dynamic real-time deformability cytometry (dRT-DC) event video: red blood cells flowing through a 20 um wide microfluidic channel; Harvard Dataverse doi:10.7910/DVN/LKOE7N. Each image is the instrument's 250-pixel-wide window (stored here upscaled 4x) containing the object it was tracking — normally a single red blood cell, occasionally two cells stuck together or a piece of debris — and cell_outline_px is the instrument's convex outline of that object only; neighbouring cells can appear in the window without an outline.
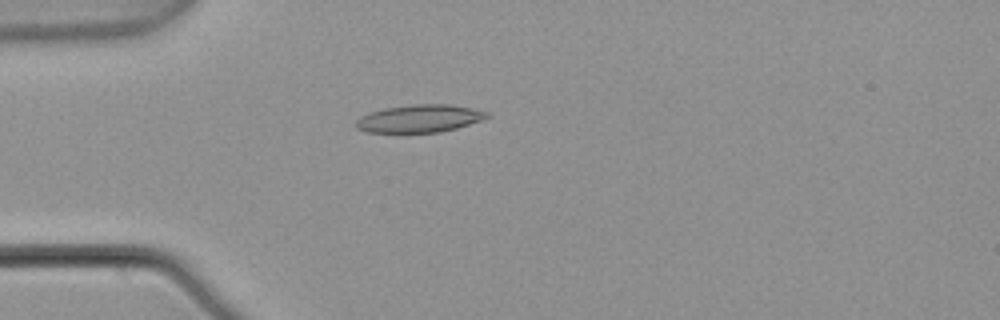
{"species": "common noctule bat (a hibernating species)", "species_latin": "Nyctalus noctula", "temperature_condition": "warm", "stored_images_in_passage": 5, "camera_frame_rate_fps": 3000, "um_per_image_px": 0.085, "animal": {"sex": "male", "body_mass_g": 21.5, "forearm_length_mm": 52.0}, "frame": {"image": 1, "passage_image": 4, "time_ms": 1.0, "image_size_px": [1000, 320], "cell_outline_px": [[492, 116], [456, 128], [440, 132], [368, 132], [356, 128], [356, 120], [360, 116], [368, 112], [384, 108], [412, 104], [448, 104], [472, 108], [488, 112]], "centroid_in_image_um": [35.64, 10.06], "position_along_channel_um": 49.4, "area_um2": 21.1}}